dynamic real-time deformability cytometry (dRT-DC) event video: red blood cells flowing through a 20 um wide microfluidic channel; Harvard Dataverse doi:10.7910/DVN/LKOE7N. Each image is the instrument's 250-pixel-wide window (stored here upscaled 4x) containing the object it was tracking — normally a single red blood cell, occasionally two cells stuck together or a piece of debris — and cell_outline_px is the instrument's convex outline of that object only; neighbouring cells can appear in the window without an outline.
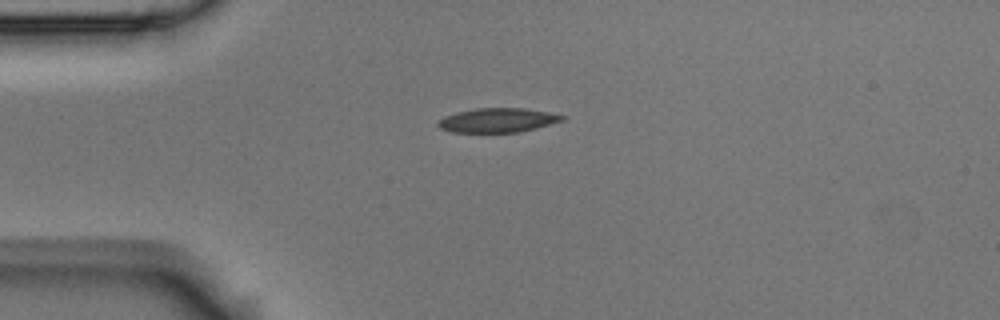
{"species": "Egyptian fruit bat (a non-hibernating species)", "species_latin": "Rousettus aegyptiacus", "temperature_condition": "room temperature", "stored_images_in_passage": 1, "camera_frame_rate_fps": 3000, "um_per_image_px": 0.085, "animal": {"sex": "male"}, "frame": {"image": 1, "passage_image": 1, "time_ms": 0.0, "image_size_px": [1000, 320], "cell_outline_px": [[568, 120], [520, 132], [452, 132], [440, 128], [436, 124], [444, 116], [456, 112], [476, 108], [524, 108], [548, 112], [568, 116]], "centroid_in_image_um": [42.37, 10.21], "position_along_channel_um": 42.6, "area_um2": 17.74}}